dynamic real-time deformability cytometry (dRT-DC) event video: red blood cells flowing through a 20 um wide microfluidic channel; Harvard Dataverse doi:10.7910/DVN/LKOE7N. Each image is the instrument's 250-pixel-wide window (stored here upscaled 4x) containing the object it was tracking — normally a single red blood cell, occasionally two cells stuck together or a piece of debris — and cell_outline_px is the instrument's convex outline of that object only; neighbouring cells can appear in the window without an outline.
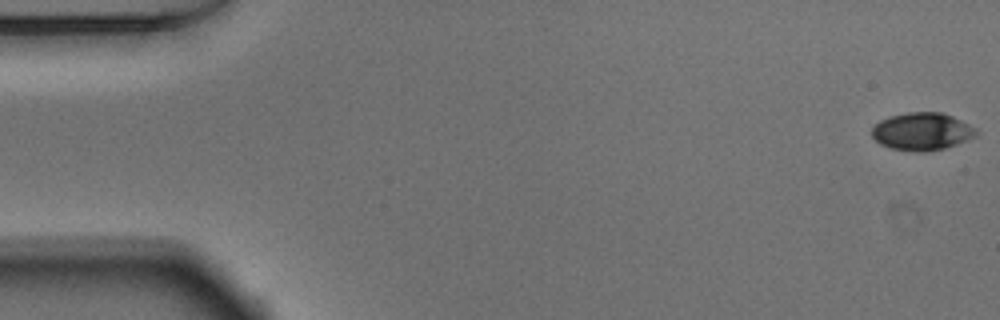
{"species": "Egyptian fruit bat (a non-hibernating species)", "species_latin": "Rousettus aegyptiacus", "temperature_condition": "warm", "stored_images_in_passage": 52, "camera_frame_rate_fps": 3000, "um_per_image_px": 0.085, "animal": {"sex": "male"}, "frame": {"image": 1, "passage_image": 1, "time_ms": 0.0, "image_size_px": [1000, 320], "cell_outline_px": [[980, 132], [976, 136], [956, 144], [944, 148], [924, 152], [916, 152], [892, 148], [880, 144], [872, 136], [872, 128], [880, 120], [892, 116], [908, 112], [940, 112], [952, 116], [976, 128]], "centroid_in_image_um": [78.38, 11.18], "position_along_channel_um": 6.6, "area_um2": 22.72}}
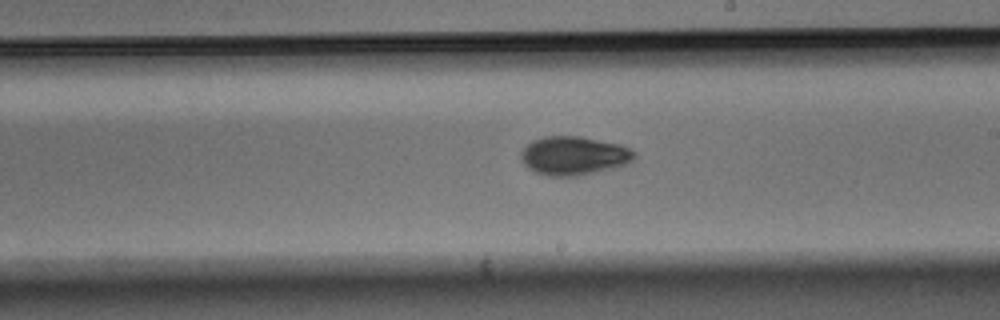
{"frame": {"image": 2, "passage_image": 30, "time_ms": 9.667, "image_size_px": [1000, 320], "cell_outline_px": [[636, 156], [632, 160], [616, 168], [580, 176], [548, 176], [536, 172], [528, 168], [520, 160], [520, 152], [532, 140], [544, 136], [580, 136], [620, 144], [636, 152]], "centroid_in_image_um": [48.76, 13.24], "position_along_channel_um": 240.2, "area_um2": 25.78}}
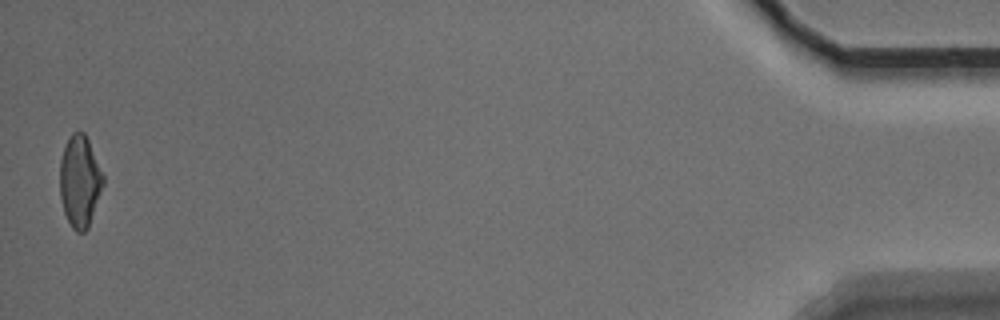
{"frame": {"image": 3, "passage_image": 52, "time_ms": 17.0, "image_size_px": [1000, 320], "cell_outline_px": [[104, 184], [88, 228], [84, 232], [76, 232], [72, 228], [64, 212], [60, 196], [60, 160], [68, 136], [72, 132], [84, 132], [88, 140], [104, 176]], "centroid_in_image_um": [6.78, 15.41], "position_along_channel_um": 428.4, "area_um2": 23.06}, "authors_computed_cell_mechanics": {"area_um2": 23.5824, "velocity_mm_per_s": 3.8495, "shape_relaxation_time_tau1_ms": 2.8757, "shape_relaxation_time_tau2_ms": 3.454, "deformation_change_tau1": 0.1152, "deformation_change_tau2": 0.0644}}